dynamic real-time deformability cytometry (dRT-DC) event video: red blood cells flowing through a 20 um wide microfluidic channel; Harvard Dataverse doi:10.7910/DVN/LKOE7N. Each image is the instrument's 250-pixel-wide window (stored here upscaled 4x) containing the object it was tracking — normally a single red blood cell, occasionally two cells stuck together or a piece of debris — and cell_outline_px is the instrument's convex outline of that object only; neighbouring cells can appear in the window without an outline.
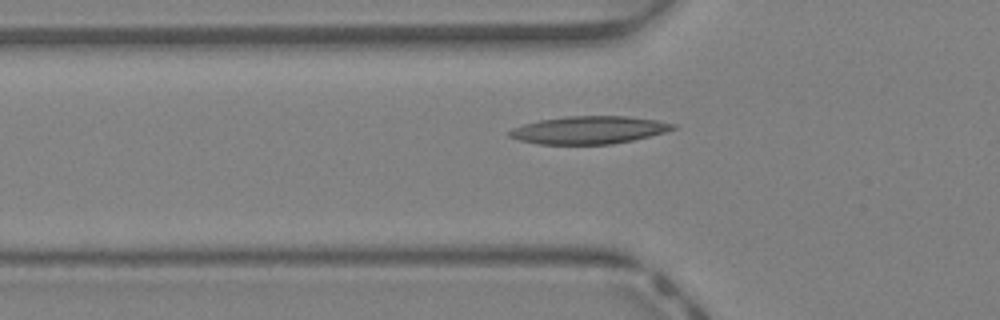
{"species": "Egyptian fruit bat (a non-hibernating species)", "species_latin": "Rousettus aegyptiacus", "temperature_condition": "warm", "stored_images_in_passage": 33, "camera_frame_rate_fps": 3000, "um_per_image_px": 0.085, "animal": {"sex": "female"}, "frame": {"image": 1, "passage_image": 7, "time_ms": 2.0, "image_size_px": [1000, 320], "cell_outline_px": [[676, 128], [664, 132], [632, 140], [612, 144], [540, 144], [520, 140], [508, 136], [508, 132], [512, 128], [524, 124], [540, 120], [568, 116], [628, 116], [656, 120], [676, 124]], "centroid_in_image_um": [50.05, 11.05], "position_along_channel_um": 75.8, "area_um2": 26.18}}
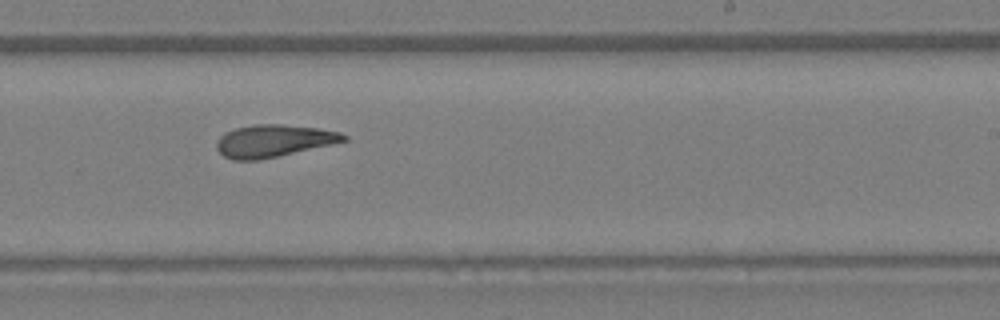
{"frame": {"image": 2, "passage_image": 19, "time_ms": 6.0, "image_size_px": [1000, 320], "cell_outline_px": [[348, 140], [332, 144], [260, 160], [232, 160], [224, 156], [216, 148], [216, 140], [224, 132], [236, 128], [256, 124], [280, 124], [320, 128], [340, 132], [348, 136]], "centroid_in_image_um": [23.24, 11.97], "position_along_channel_um": 265.8, "area_um2": 23.99}}
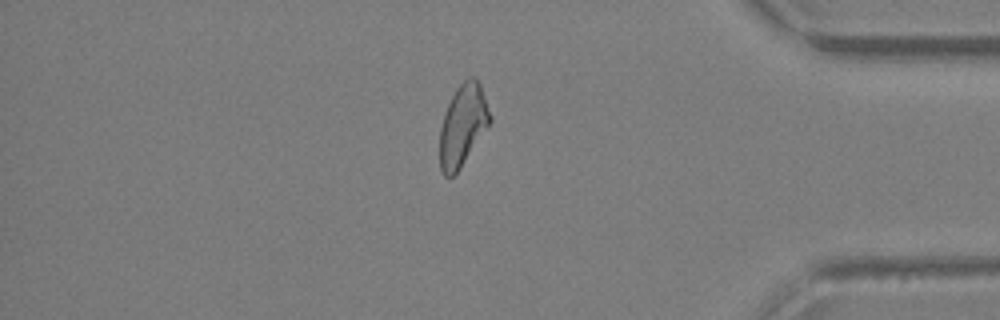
{"frame": {"image": 3, "passage_image": 29, "time_ms": 9.333, "image_size_px": [1000, 320], "cell_outline_px": [[492, 120], [460, 168], [452, 176], [444, 176], [440, 168], [440, 128], [444, 112], [456, 88], [468, 76], [476, 76], [480, 84], [492, 116]], "centroid_in_image_um": [39.34, 10.61], "position_along_channel_um": 395.9, "area_um2": 23.76}, "authors_computed_cell_mechanics": {"area_um2": 23.9292, "velocity_mm_per_s": 4.7414, "shape_relaxation_time_tau1_ms": 6.9963, "shape_relaxation_time_tau2_ms": 5.3088, "deformation_change_tau1": 0.2173, "deformation_change_tau2": 0.1869}}